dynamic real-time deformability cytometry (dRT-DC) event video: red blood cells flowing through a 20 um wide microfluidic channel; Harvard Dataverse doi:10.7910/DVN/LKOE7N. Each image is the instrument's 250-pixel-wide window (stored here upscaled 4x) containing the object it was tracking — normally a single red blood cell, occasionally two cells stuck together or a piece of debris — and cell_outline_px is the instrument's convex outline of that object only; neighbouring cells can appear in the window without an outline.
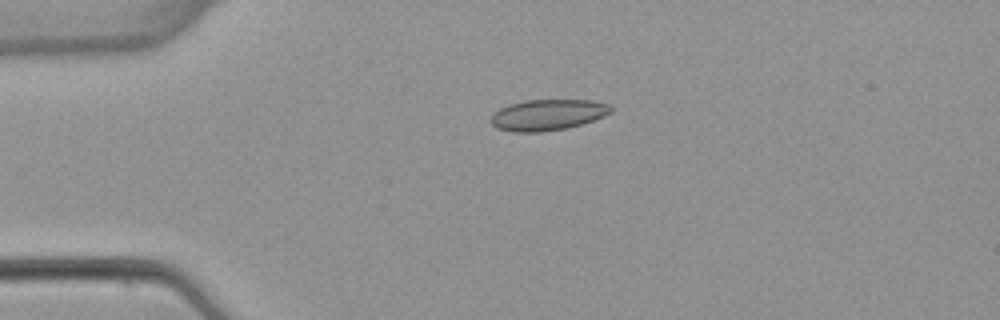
{"species": "common noctule bat (a hibernating species)", "species_latin": "Nyctalus noctula", "temperature_condition": "warm", "stored_images_in_passage": 4, "segment_of_instrument_passage": [1, 2], "camera_frame_rate_fps": 3000, "um_per_image_px": 0.085, "animal": {"sex": "female", "body_mass_g": 22.7, "forearm_length_mm": 54.2}, "frame": {"image": 1, "passage_image": 3, "time_ms": 2.333, "image_size_px": [1000, 320], "cell_outline_px": [[612, 112], [604, 116], [580, 124], [564, 128], [540, 132], [512, 132], [496, 128], [488, 120], [500, 108], [508, 104], [524, 100], [592, 100], [608, 104], [612, 108]], "centroid_in_image_um": [46.52, 9.76], "position_along_channel_um": 38.5, "area_um2": 21.62}}